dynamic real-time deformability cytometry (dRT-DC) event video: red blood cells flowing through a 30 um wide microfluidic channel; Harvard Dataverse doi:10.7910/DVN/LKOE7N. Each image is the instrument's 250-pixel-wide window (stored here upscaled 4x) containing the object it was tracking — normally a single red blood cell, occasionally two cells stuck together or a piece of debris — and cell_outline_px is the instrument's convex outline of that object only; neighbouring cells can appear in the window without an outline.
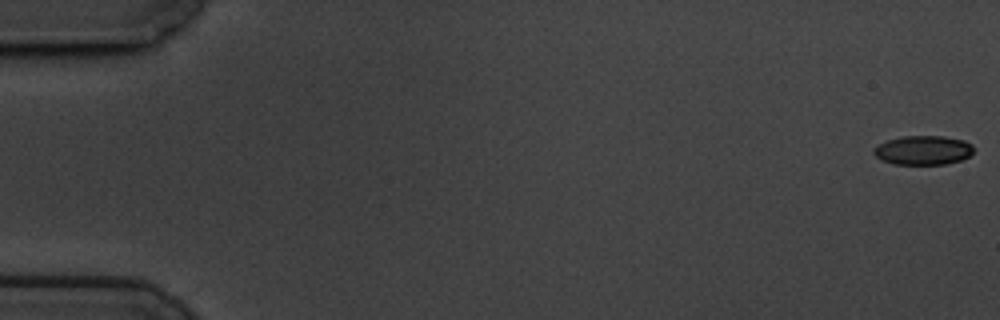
{"species": "common noctule bat (a hibernating species)", "species_latin": "Nyctalus noctula", "temperature_condition": "cold", "stored_images_in_passage": 17, "camera_frame_rate_fps": 3000, "um_per_image_px": 0.085, "animal": {"sex": "male", "body_mass_g": 19.5, "forearm_length_mm": 54.6}, "frame": {"image": 1, "passage_image": 1, "time_ms": 0.0, "image_size_px": [1000, 320], "cell_outline_px": [[972, 152], [968, 156], [960, 160], [944, 164], [892, 164], [876, 156], [872, 152], [872, 148], [888, 140], [900, 136], [944, 136], [964, 140], [972, 144]], "centroid_in_image_um": [78.45, 12.76], "position_along_channel_um": 6.6, "area_um2": 16.88}}
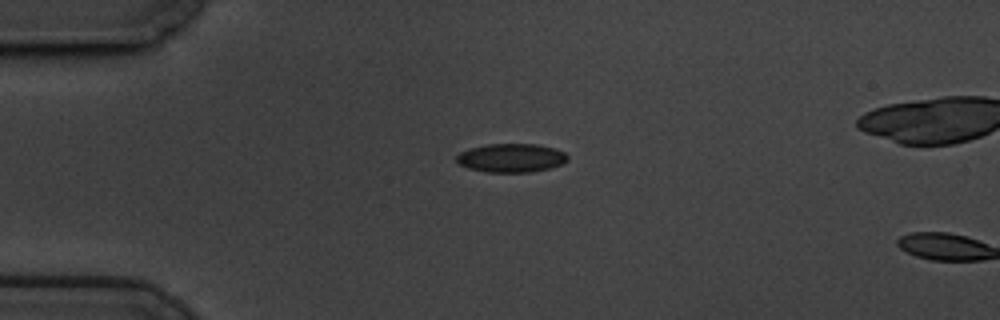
{"frame": {"image": 2, "passage_image": 15, "time_ms": 4.667, "image_size_px": [1000, 320], "cell_outline_px": [[568, 160], [560, 164], [548, 168], [532, 172], [488, 172], [468, 168], [460, 164], [456, 160], [456, 156], [460, 152], [472, 148], [488, 144], [536, 144], [556, 148], [564, 152], [568, 156]], "centroid_in_image_um": [43.47, 13.42], "position_along_channel_um": 41.5, "area_um2": 18.44}}